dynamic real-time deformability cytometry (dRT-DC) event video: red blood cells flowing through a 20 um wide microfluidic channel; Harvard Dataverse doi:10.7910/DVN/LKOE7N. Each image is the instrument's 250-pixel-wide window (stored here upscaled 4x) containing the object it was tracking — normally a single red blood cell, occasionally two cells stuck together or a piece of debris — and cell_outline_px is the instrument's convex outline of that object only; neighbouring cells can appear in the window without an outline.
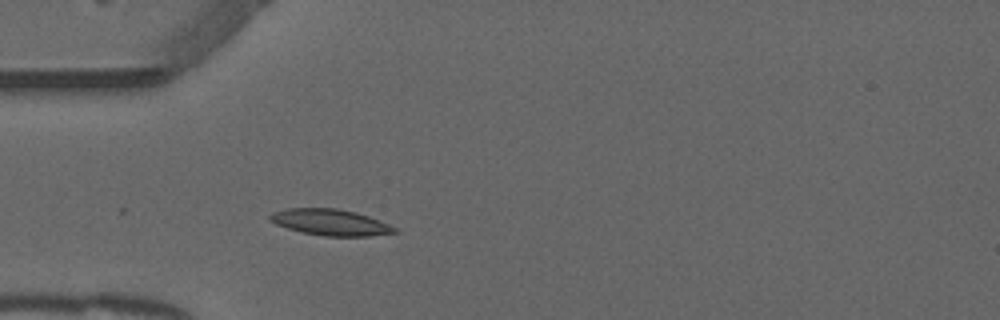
{"species": "common noctule bat (a hibernating species)", "species_latin": "Nyctalus noctula", "temperature_condition": "warm", "stored_images_in_passage": 17, "camera_frame_rate_fps": 3000, "um_per_image_px": 0.085, "animal": {"sex": "male", "forearm_length_mm": 52.5}, "frame": {"image": 1, "passage_image": 10, "time_ms": 3.0, "image_size_px": [1000, 320], "cell_outline_px": [[396, 232], [368, 236], [324, 236], [304, 232], [288, 228], [276, 224], [268, 220], [268, 216], [272, 212], [288, 208], [336, 208], [356, 212], [368, 216], [388, 224], [396, 228]], "centroid_in_image_um": [28.04, 18.88], "position_along_channel_um": 57.0, "area_um2": 18.84}}
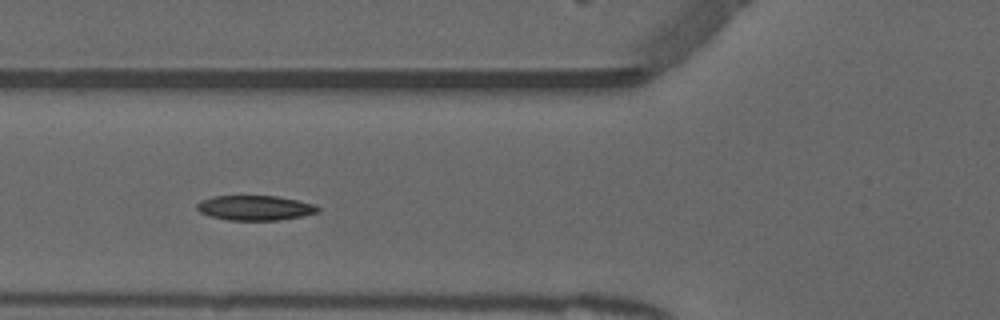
{"frame": {"image": 2, "passage_image": 14, "time_ms": 4.333, "image_size_px": [1000, 320], "cell_outline_px": [[320, 208], [316, 212], [300, 216], [280, 220], [228, 220], [212, 216], [200, 212], [196, 208], [196, 204], [200, 200], [212, 196], [276, 196], [316, 204]], "centroid_in_image_um": [21.65, 17.66], "position_along_channel_um": 104.2, "area_um2": 17.4}}